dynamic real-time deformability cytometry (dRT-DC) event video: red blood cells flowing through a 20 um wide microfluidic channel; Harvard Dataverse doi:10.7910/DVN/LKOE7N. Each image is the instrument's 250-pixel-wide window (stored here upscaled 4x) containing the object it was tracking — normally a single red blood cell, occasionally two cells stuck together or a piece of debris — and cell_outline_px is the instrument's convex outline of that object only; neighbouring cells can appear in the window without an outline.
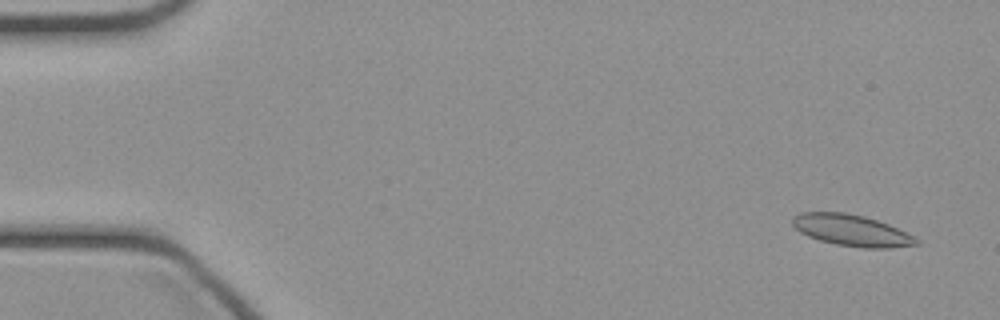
{"species": "common noctule bat (a hibernating species)", "species_latin": "Nyctalus noctula", "temperature_condition": "cold", "stored_images_in_passage": 47, "camera_frame_rate_fps": 3000, "um_per_image_px": 0.085, "animal": {"sex": "female", "body_mass_g": 21.9}, "frame": {"image": 1, "passage_image": 3, "time_ms": 0.667, "image_size_px": [1000, 320], "cell_outline_px": [[920, 244], [892, 248], [864, 248], [836, 244], [820, 240], [808, 236], [800, 232], [792, 224], [792, 216], [800, 212], [844, 212], [864, 216], [888, 224], [920, 240]], "centroid_in_image_um": [72.37, 19.58], "position_along_channel_um": 12.6, "area_um2": 22.54}}
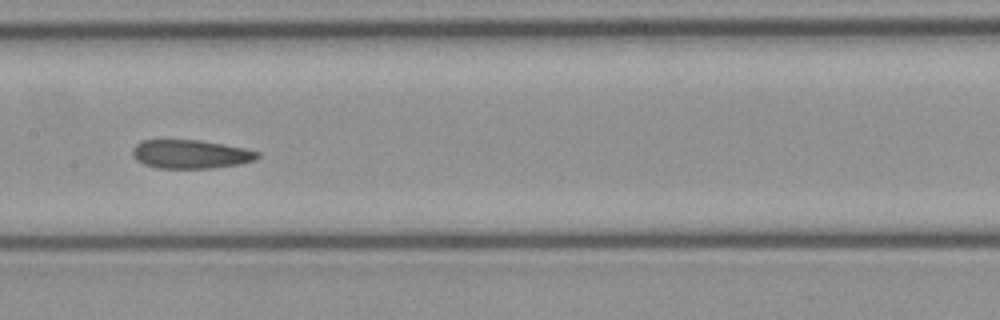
{"frame": {"image": 2, "passage_image": 24, "time_ms": 7.667, "image_size_px": [1000, 320], "cell_outline_px": [[260, 156], [256, 160], [240, 164], [212, 168], [156, 168], [144, 164], [136, 160], [132, 156], [132, 148], [140, 140], [200, 140], [224, 144], [244, 148], [260, 152]], "centroid_in_image_um": [16.2, 13.1], "position_along_channel_um": 191.2, "area_um2": 21.1}}
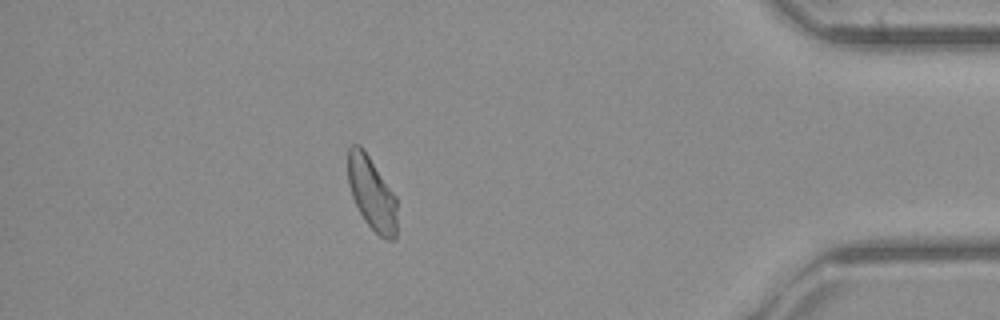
{"frame": {"image": 3, "passage_image": 42, "time_ms": 13.667, "image_size_px": [1000, 320], "cell_outline_px": [[396, 240], [384, 240], [364, 220], [352, 196], [348, 184], [348, 148], [352, 144], [360, 144], [364, 148], [396, 196]], "centroid_in_image_um": [31.6, 16.42], "position_along_channel_um": 403.6, "area_um2": 21.04}}